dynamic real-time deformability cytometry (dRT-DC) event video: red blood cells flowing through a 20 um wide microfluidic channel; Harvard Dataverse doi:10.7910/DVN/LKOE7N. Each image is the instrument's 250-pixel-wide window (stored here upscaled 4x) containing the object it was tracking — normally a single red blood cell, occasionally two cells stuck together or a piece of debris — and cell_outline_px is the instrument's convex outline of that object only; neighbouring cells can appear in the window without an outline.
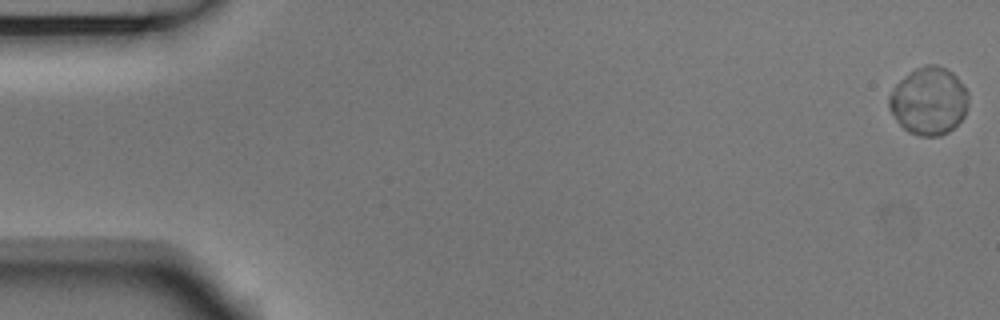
{"species": "Egyptian fruit bat (a non-hibernating species)", "species_latin": "Rousettus aegyptiacus", "temperature_condition": "room temperature", "stored_images_in_passage": 9, "camera_frame_rate_fps": 3000, "um_per_image_px": 0.085, "animal": {"sex": "male"}, "frame": {"image": 1, "passage_image": 1, "time_ms": 0.0, "image_size_px": [1000, 320], "cell_outline_px": [[968, 100], [964, 116], [948, 132], [940, 136], [920, 136], [908, 132], [896, 120], [888, 108], [888, 96], [892, 88], [900, 80], [916, 68], [924, 64], [936, 64], [952, 72], [956, 76], [968, 92]], "centroid_in_image_um": [78.92, 8.58], "position_along_channel_um": 6.1, "area_um2": 31.27}}